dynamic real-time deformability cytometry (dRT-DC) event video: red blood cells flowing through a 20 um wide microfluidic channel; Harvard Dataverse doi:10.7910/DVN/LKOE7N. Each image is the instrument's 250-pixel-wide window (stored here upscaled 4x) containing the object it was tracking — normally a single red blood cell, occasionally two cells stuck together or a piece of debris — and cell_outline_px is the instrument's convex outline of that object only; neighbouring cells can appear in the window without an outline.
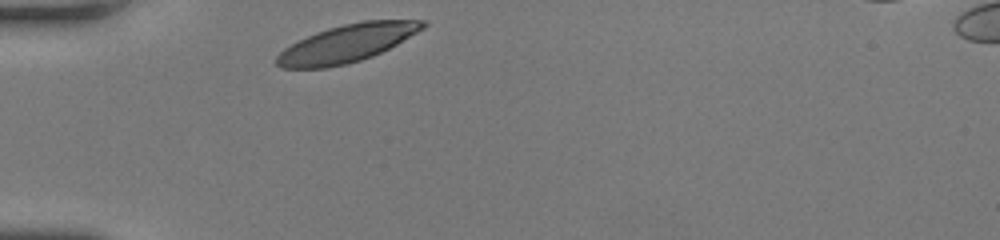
{"species": "human", "species_latin": "Homo sapiens", "temperature_condition": "room temperature", "stored_images_in_passage": 27, "camera_frame_rate_fps": 3000, "um_per_image_px": 0.085, "donor": {"sex": "female"}, "frame": {"image": 1, "passage_image": 1, "time_ms": 0.0, "image_size_px": [1000, 240], "cell_outline_px": [[428, 24], [424, 28], [396, 44], [372, 56], [360, 60], [344, 64], [324, 68], [280, 68], [276, 64], [276, 56], [284, 48], [316, 32], [328, 28], [344, 24], [364, 20], [428, 20]], "centroid_in_image_um": [29.49, 3.68], "position_along_channel_um": 55.5, "area_um2": 31.67}}
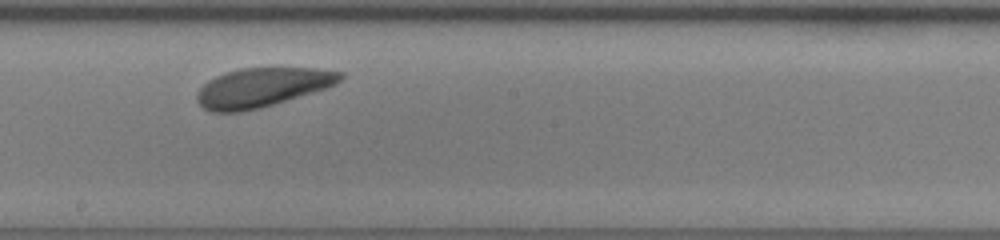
{"frame": {"image": 2, "passage_image": 15, "time_ms": 4.667, "image_size_px": [1000, 240], "cell_outline_px": [[344, 76], [336, 84], [328, 88], [260, 108], [240, 112], [212, 112], [204, 108], [196, 100], [196, 92], [208, 80], [216, 76], [240, 68], [316, 68], [344, 72]], "centroid_in_image_um": [22.29, 7.43], "position_along_channel_um": 225.9, "area_um2": 32.71}}
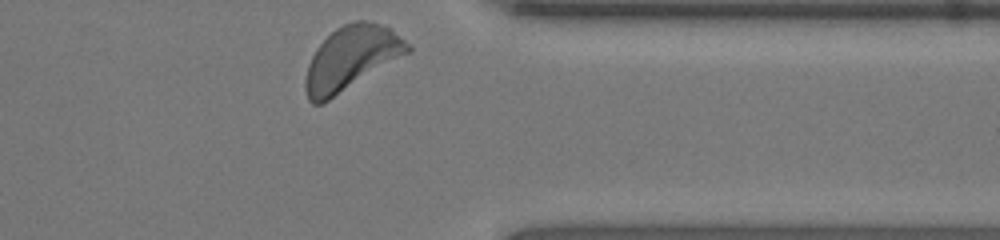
{"frame": {"image": 3, "passage_image": 27, "time_ms": 8.667, "image_size_px": [1000, 240], "cell_outline_px": [[412, 48], [408, 52], [328, 100], [320, 104], [312, 104], [308, 100], [304, 88], [304, 84], [308, 64], [316, 48], [336, 28], [344, 24], [356, 20], [364, 20], [388, 28], [404, 40]], "centroid_in_image_um": [29.78, 4.95], "position_along_channel_um": 381.6, "area_um2": 36.88}, "authors_computed_cell_mechanics": {"area_um2": 33.4084, "velocity_mm_per_s": 3.9976, "shape_relaxation_time_tau1_ms": 1.9776, "shape_relaxation_time_tau2_ms": 3.9111, "deformation_change_tau1": 0.0892, "deformation_change_tau2": 0.0943}}